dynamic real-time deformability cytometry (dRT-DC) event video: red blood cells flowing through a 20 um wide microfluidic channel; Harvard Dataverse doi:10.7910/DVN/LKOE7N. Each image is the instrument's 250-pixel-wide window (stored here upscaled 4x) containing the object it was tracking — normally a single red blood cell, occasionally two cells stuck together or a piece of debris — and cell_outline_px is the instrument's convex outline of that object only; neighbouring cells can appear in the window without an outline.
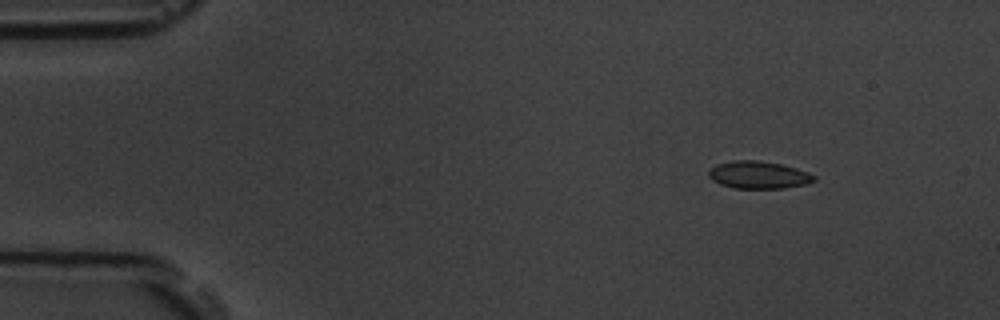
{"species": "common noctule bat (a hibernating species)", "species_latin": "Nyctalus noctula", "temperature_condition": "room temperature", "stored_images_in_passage": 48, "camera_frame_rate_fps": 3000, "um_per_image_px": 0.085, "animal": {"sex": "male", "body_mass_g": 19.5, "forearm_length_mm": 54.6}, "frame": {"image": 1, "passage_image": 1, "time_ms": 0.0, "image_size_px": [1000, 320], "cell_outline_px": [[816, 180], [808, 184], [784, 188], [732, 188], [720, 184], [712, 180], [708, 176], [708, 172], [716, 164], [732, 160], [756, 160], [780, 164], [796, 168], [808, 172], [816, 176]], "centroid_in_image_um": [64.48, 14.87], "position_along_channel_um": 20.5, "area_um2": 16.94}}
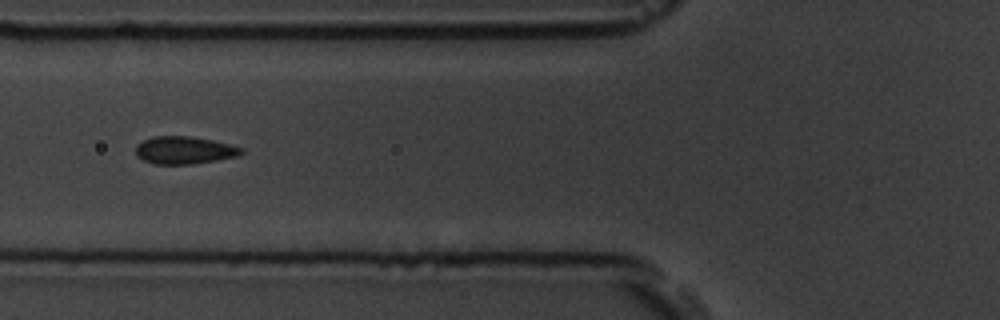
{"frame": {"image": 2, "passage_image": 15, "time_ms": 4.667, "image_size_px": [1000, 320], "cell_outline_px": [[244, 152], [236, 156], [216, 160], [192, 164], [156, 164], [144, 160], [136, 156], [136, 144], [152, 136], [188, 136], [212, 140], [244, 148]], "centroid_in_image_um": [15.65, 12.76], "position_along_channel_um": 110.2, "area_um2": 16.88}}
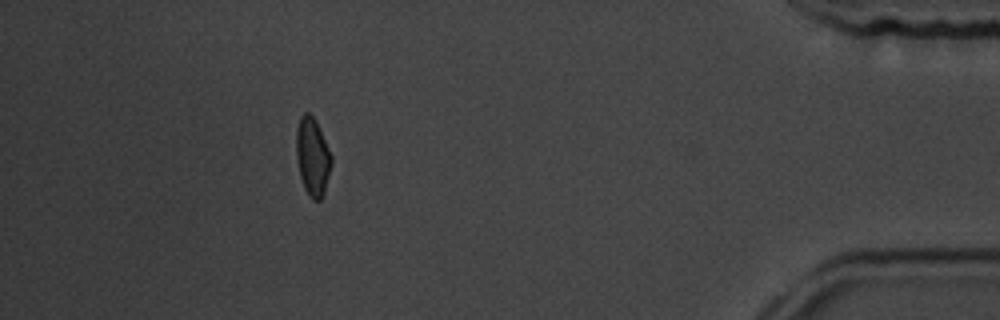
{"frame": {"image": 3, "passage_image": 43, "time_ms": 14.0, "image_size_px": [1000, 320], "cell_outline_px": [[332, 160], [324, 192], [320, 200], [312, 200], [308, 196], [304, 188], [300, 176], [296, 156], [296, 128], [300, 116], [304, 112], [308, 112], [316, 120], [332, 156]], "centroid_in_image_um": [26.55, 13.3], "position_along_channel_um": 408.7, "area_um2": 16.01}, "authors_computed_cell_mechanics": {"area_um2": 16.6464, "velocity_mm_per_s": 3.7773, "shape_relaxation_time_tau1_ms": 7.6406, "shape_relaxation_time_tau2_ms": null, "deformation_change_tau1": 0.1309, "deformation_change_tau2": null}}